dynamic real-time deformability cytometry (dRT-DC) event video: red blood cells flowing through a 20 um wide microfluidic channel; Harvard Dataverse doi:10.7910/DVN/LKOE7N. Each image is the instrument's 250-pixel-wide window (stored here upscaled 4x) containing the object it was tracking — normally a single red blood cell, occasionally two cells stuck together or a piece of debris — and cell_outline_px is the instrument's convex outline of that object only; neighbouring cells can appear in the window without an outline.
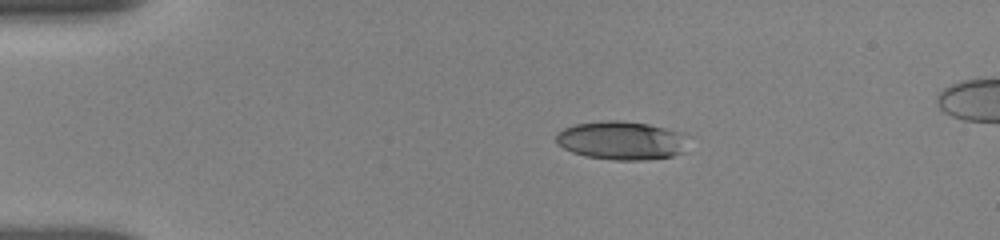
{"species": "human", "species_latin": "Homo sapiens", "temperature_condition": "room temperature", "stored_images_in_passage": 6, "camera_frame_rate_fps": 3000, "um_per_image_px": 0.085, "donor": {"sex": "female"}, "frame": {"image": 1, "passage_image": 1, "time_ms": 0.0, "image_size_px": [1000, 240], "cell_outline_px": [[684, 132], [680, 152], [672, 156], [644, 160], [612, 160], [584, 156], [572, 152], [556, 144], [556, 132], [572, 124], [608, 120], [620, 120], [648, 124]], "centroid_in_image_um": [52.71, 11.93], "position_along_channel_um": 32.3, "area_um2": 29.48}}
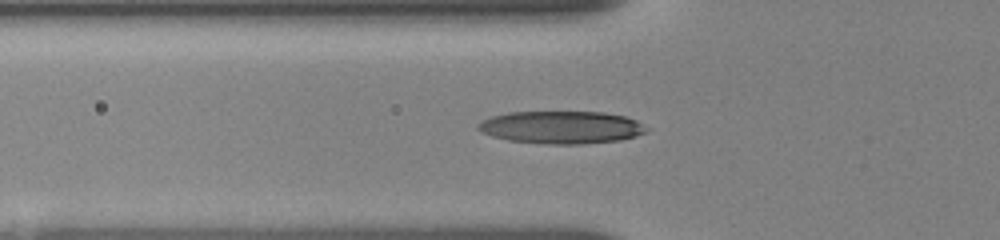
{"frame": {"image": 2, "passage_image": 5, "time_ms": 2.667, "image_size_px": [1000, 240], "cell_outline_px": [[652, 128], [648, 132], [636, 136], [620, 140], [580, 144], [548, 144], [508, 140], [492, 136], [476, 128], [476, 124], [492, 116], [508, 112], [604, 112], [624, 116], [636, 120]], "centroid_in_image_um": [47.78, 10.82], "position_along_channel_um": 78.0, "area_um2": 32.14}}